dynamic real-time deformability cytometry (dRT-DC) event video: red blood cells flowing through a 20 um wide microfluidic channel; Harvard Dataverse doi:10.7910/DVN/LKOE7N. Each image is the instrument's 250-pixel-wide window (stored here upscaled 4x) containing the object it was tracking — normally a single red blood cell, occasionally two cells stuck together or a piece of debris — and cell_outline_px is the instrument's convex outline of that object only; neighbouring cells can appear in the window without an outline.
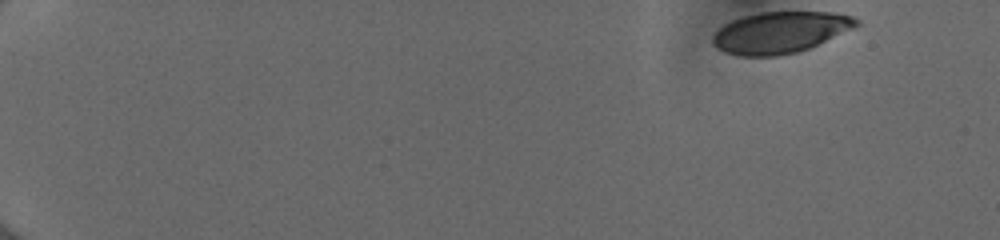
{"species": "human", "species_latin": "Homo sapiens", "temperature_condition": "cold", "stored_images_in_passage": 49, "camera_frame_rate_fps": 3000, "um_per_image_px": 0.085, "donor": {"sex": "female"}, "frame": {"image": 1, "passage_image": 1, "time_ms": 0.0, "image_size_px": [1000, 240], "cell_outline_px": [[860, 24], [852, 28], [808, 48], [796, 52], [776, 56], [740, 56], [724, 52], [716, 48], [712, 44], [712, 36], [724, 24], [732, 20], [744, 16], [760, 12], [832, 12], [852, 16], [860, 20]], "centroid_in_image_um": [66.28, 2.75], "position_along_channel_um": 18.7, "area_um2": 34.39}}
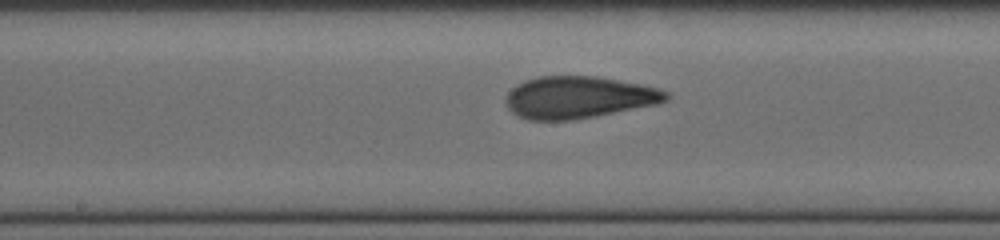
{"frame": {"image": 2, "passage_image": 27, "time_ms": 8.667, "image_size_px": [1000, 240], "cell_outline_px": [[672, 96], [668, 100], [660, 104], [572, 120], [528, 120], [512, 112], [504, 104], [504, 100], [508, 92], [516, 84], [524, 80], [540, 76], [596, 76], [644, 84], [660, 88], [668, 92]], "centroid_in_image_um": [49.22, 8.26], "position_along_channel_um": 199.0, "area_um2": 39.77}}
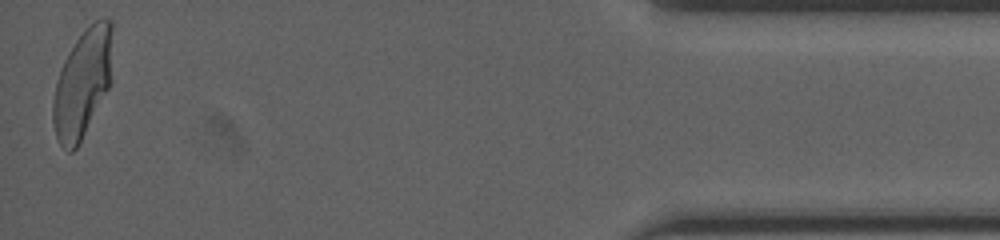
{"frame": {"image": 3, "passage_image": 49, "time_ms": 16.0, "image_size_px": [1000, 240], "cell_outline_px": [[112, 28], [108, 88], [76, 148], [72, 152], [68, 152], [60, 144], [56, 136], [52, 120], [52, 100], [56, 80], [64, 60], [68, 52], [76, 40], [96, 20], [112, 20]], "centroid_in_image_um": [6.95, 7.12], "position_along_channel_um": 428.2, "area_um2": 36.41}, "authors_computed_cell_mechanics": {"area_um2": 38.0324, "velocity_mm_per_s": 4.0025, "shape_relaxation_time_tau1_ms": 5.7935, "shape_relaxation_time_tau2_ms": 1.1438, "deformation_change_tau1": 0.2066, "deformation_change_tau2": 0.0704}}